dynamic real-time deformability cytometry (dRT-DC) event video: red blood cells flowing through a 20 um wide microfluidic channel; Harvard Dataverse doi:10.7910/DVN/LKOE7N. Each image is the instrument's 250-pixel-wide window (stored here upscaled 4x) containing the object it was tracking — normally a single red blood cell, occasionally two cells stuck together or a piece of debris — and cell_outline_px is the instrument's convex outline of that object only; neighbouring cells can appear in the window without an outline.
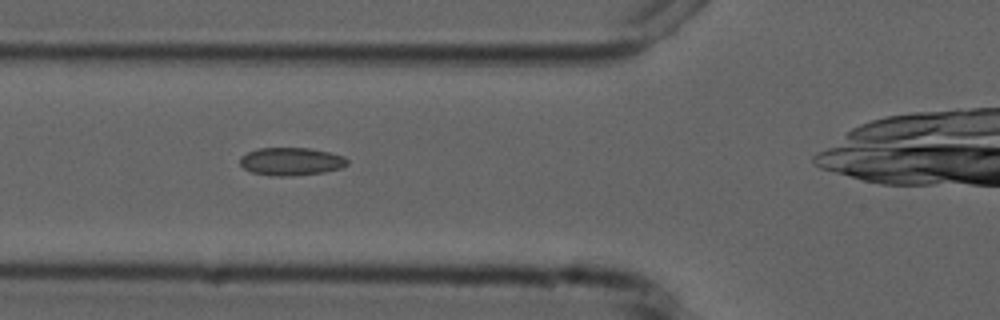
{"species": "common noctule bat (a hibernating species)", "species_latin": "Nyctalus noctula", "temperature_condition": "cold", "stored_images_in_passage": 7, "camera_frame_rate_fps": 3000, "um_per_image_px": 0.085, "animal": {"sex": "male", "forearm_length_mm": 52.5}, "frame": {"image": 1, "passage_image": 4, "time_ms": 3.333, "image_size_px": [1000, 320], "cell_outline_px": [[348, 164], [340, 168], [324, 172], [292, 176], [272, 176], [252, 172], [244, 168], [240, 164], [240, 156], [256, 148], [312, 148], [344, 156], [348, 160]], "centroid_in_image_um": [24.74, 13.72], "position_along_channel_um": 101.1, "area_um2": 17.51}}
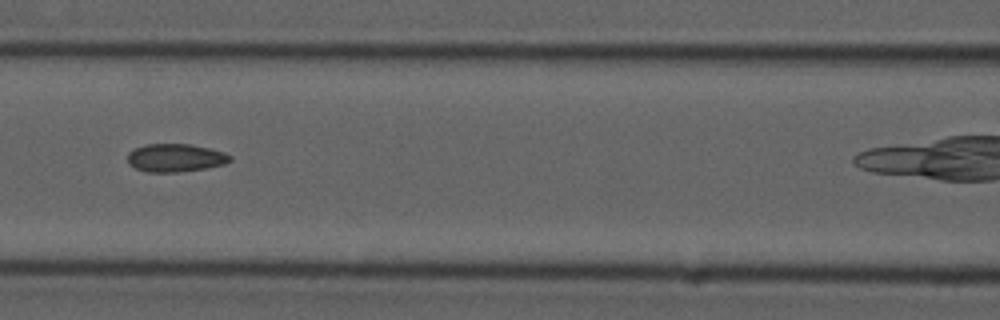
{"frame": {"image": 2, "passage_image": 5, "time_ms": 4.667, "image_size_px": [1000, 320], "cell_outline_px": [[232, 160], [224, 164], [208, 168], [176, 172], [144, 172], [128, 164], [128, 152], [144, 144], [188, 144], [208, 148], [224, 152], [232, 156]], "centroid_in_image_um": [14.91, 13.42], "position_along_channel_um": 151.7, "area_um2": 16.82}}
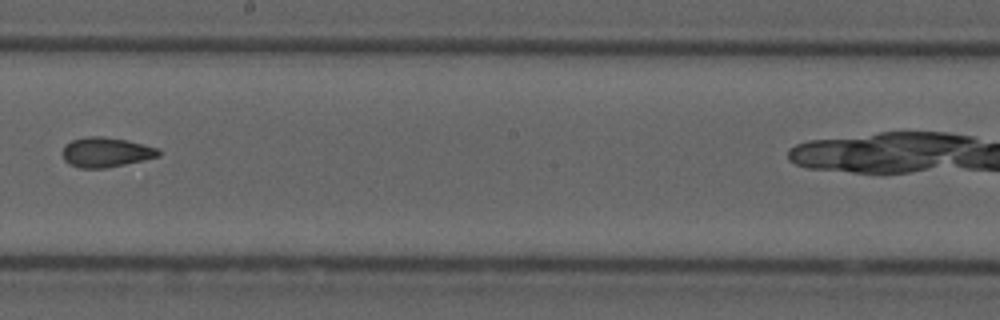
{"frame": {"image": 3, "passage_image": 7, "time_ms": 7.0, "image_size_px": [1000, 320], "cell_outline_px": [[160, 156], [144, 160], [104, 168], [80, 168], [68, 164], [64, 160], [64, 144], [72, 140], [88, 136], [100, 136], [128, 140], [156, 148], [160, 152]], "centroid_in_image_um": [8.99, 12.94], "position_along_channel_um": 239.2, "area_um2": 16.53}}